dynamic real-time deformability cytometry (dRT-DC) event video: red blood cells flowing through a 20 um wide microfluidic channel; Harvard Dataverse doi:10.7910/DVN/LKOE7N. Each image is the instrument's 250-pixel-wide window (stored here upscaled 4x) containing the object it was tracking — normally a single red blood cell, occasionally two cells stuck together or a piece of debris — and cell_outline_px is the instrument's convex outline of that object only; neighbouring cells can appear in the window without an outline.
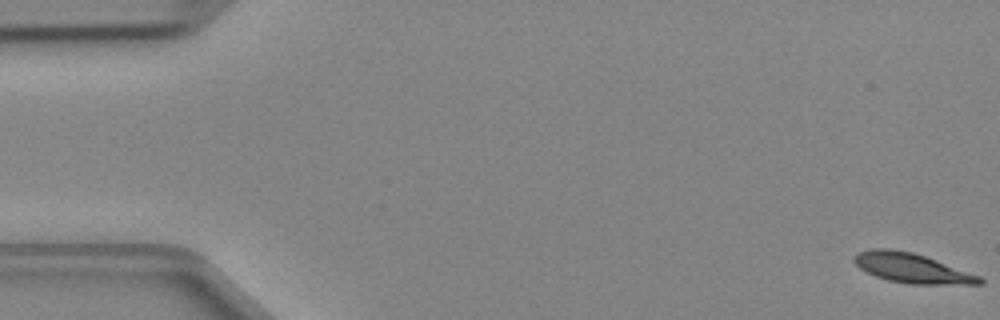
{"species": "Egyptian fruit bat (a non-hibernating species)", "species_latin": "Rousettus aegyptiacus", "temperature_condition": "cold", "stored_images_in_passage": 48, "camera_frame_rate_fps": 3000, "um_per_image_px": 0.085, "animal": {"sex": "female"}, "frame": {"image": 1, "passage_image": 1, "time_ms": 0.0, "image_size_px": [1000, 320], "cell_outline_px": [[984, 284], [908, 284], [888, 280], [876, 276], [860, 268], [852, 260], [852, 256], [856, 252], [872, 248], [888, 248], [912, 252], [936, 260], [980, 276], [984, 280]], "centroid_in_image_um": [77.47, 22.78], "position_along_channel_um": 7.5, "area_um2": 21.62}}
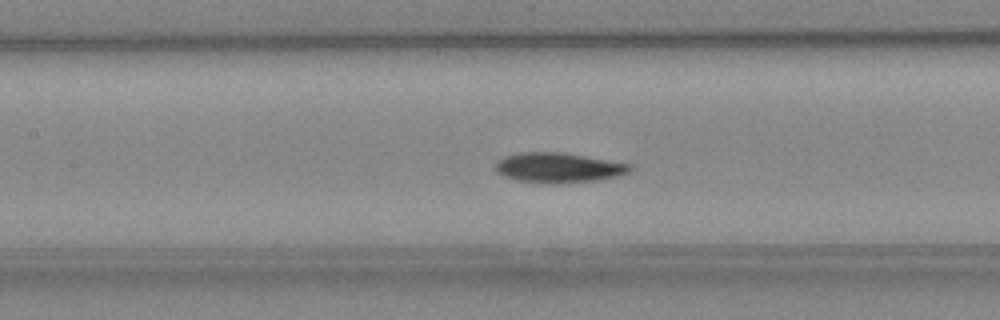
{"frame": {"image": 2, "passage_image": 22, "time_ms": 7.0, "image_size_px": [1000, 320], "cell_outline_px": [[632, 168], [628, 172], [616, 176], [600, 180], [560, 184], [544, 184], [516, 180], [504, 176], [496, 172], [496, 160], [504, 156], [520, 152], [560, 152], [632, 164]], "centroid_in_image_um": [47.43, 14.27], "position_along_channel_um": 160.0, "area_um2": 23.7}}
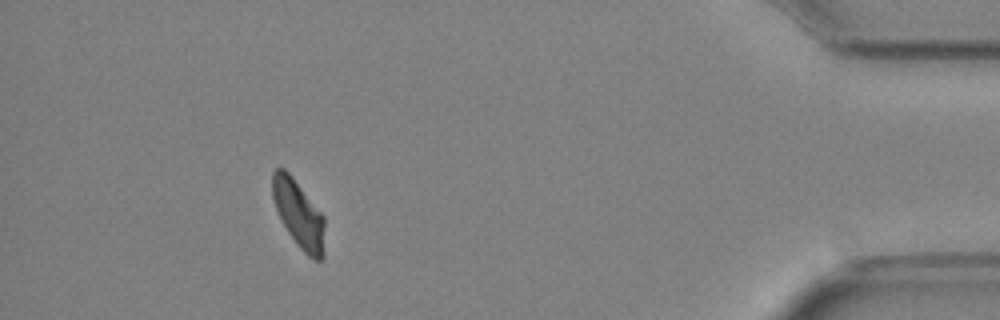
{"frame": {"image": 3, "passage_image": 44, "time_ms": 14.333, "image_size_px": [1000, 320], "cell_outline_px": [[324, 256], [320, 260], [316, 260], [308, 256], [296, 244], [280, 220], [272, 196], [272, 172], [276, 168], [284, 168], [292, 176], [324, 216]], "centroid_in_image_um": [25.38, 18.2], "position_along_channel_um": 409.8, "area_um2": 20.52}}